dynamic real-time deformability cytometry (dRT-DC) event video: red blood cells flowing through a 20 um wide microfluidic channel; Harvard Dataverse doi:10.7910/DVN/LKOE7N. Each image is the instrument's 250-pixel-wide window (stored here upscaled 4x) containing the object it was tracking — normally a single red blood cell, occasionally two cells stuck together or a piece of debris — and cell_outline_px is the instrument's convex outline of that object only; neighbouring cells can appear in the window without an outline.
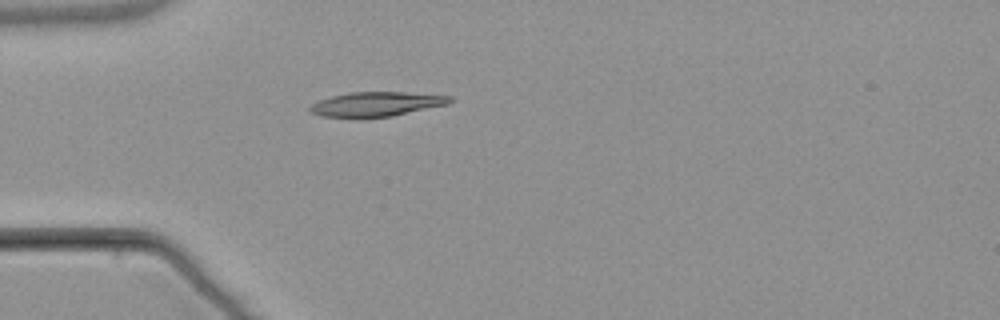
{"species": "common noctule bat (a hibernating species)", "species_latin": "Nyctalus noctula", "temperature_condition": "warm", "stored_images_in_passage": 3, "camera_frame_rate_fps": 3000, "um_per_image_px": 0.085, "animal": {"sex": "male", "body_mass_g": 21.5, "forearm_length_mm": 52.0}, "frame": {"image": 1, "passage_image": 3, "time_ms": 4.333, "image_size_px": [1000, 320], "cell_outline_px": [[452, 100], [448, 104], [392, 116], [324, 116], [312, 112], [308, 108], [312, 104], [320, 100], [332, 96], [352, 92], [404, 92], [452, 96]], "centroid_in_image_um": [32.05, 8.82], "position_along_channel_um": 53.0, "area_um2": 19.31}}